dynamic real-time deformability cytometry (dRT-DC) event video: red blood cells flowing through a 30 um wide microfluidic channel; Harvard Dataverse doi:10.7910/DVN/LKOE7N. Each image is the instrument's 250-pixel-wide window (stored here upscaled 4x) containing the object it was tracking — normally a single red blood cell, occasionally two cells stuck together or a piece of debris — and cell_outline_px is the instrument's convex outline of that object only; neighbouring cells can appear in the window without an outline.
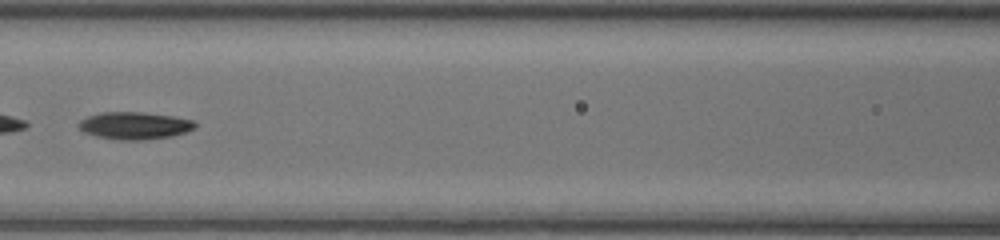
{"species": "common noctule bat (a hibernating species)", "species_latin": "Nyctalus noctula", "temperature_condition": "room temperature", "stored_images_in_passage": 31, "camera_frame_rate_fps": 3000, "um_per_image_px": 0.085, "animal": {"sex": "female", "body_mass_g": 20.0, "forearm_length_mm": 54.0}, "frame": {"image": 1, "passage_image": 10, "time_ms": 3.0, "image_size_px": [1000, 240], "cell_outline_px": [[196, 128], [188, 132], [172, 136], [144, 140], [120, 140], [96, 136], [84, 132], [76, 124], [80, 120], [88, 116], [100, 112], [140, 112], [172, 116], [196, 120]], "centroid_in_image_um": [11.47, 10.68], "position_along_channel_um": 155.1, "area_um2": 18.73}, "authors_computed_cell_mechanics": {"area_um2": 18.3226, "velocity_mm_per_s": 4.3441, "shape_relaxation_time_tau1_ms": 3.2712, "shape_relaxation_time_tau2_ms": null, "deformation_change_tau1": 0.1705, "deformation_change_tau2": null}}